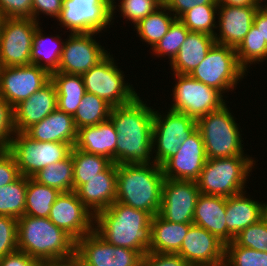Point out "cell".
<instances>
[{
  "mask_svg": "<svg viewBox=\"0 0 267 266\" xmlns=\"http://www.w3.org/2000/svg\"><path fill=\"white\" fill-rule=\"evenodd\" d=\"M140 95L112 107L109 119L117 132L116 164H151L154 111ZM152 158V159H151Z\"/></svg>",
  "mask_w": 267,
  "mask_h": 266,
  "instance_id": "obj_1",
  "label": "cell"
},
{
  "mask_svg": "<svg viewBox=\"0 0 267 266\" xmlns=\"http://www.w3.org/2000/svg\"><path fill=\"white\" fill-rule=\"evenodd\" d=\"M151 218L144 210L115 201L95 215L94 231L107 243L144 256L150 249Z\"/></svg>",
  "mask_w": 267,
  "mask_h": 266,
  "instance_id": "obj_2",
  "label": "cell"
},
{
  "mask_svg": "<svg viewBox=\"0 0 267 266\" xmlns=\"http://www.w3.org/2000/svg\"><path fill=\"white\" fill-rule=\"evenodd\" d=\"M116 201L148 212L159 213L164 175L158 164H117Z\"/></svg>",
  "mask_w": 267,
  "mask_h": 266,
  "instance_id": "obj_3",
  "label": "cell"
},
{
  "mask_svg": "<svg viewBox=\"0 0 267 266\" xmlns=\"http://www.w3.org/2000/svg\"><path fill=\"white\" fill-rule=\"evenodd\" d=\"M76 241L49 218L23 215L18 219L17 248L43 261L67 258L75 254Z\"/></svg>",
  "mask_w": 267,
  "mask_h": 266,
  "instance_id": "obj_4",
  "label": "cell"
},
{
  "mask_svg": "<svg viewBox=\"0 0 267 266\" xmlns=\"http://www.w3.org/2000/svg\"><path fill=\"white\" fill-rule=\"evenodd\" d=\"M255 163L251 156L207 159L196 180L198 189L201 194L226 198L245 192Z\"/></svg>",
  "mask_w": 267,
  "mask_h": 266,
  "instance_id": "obj_5",
  "label": "cell"
},
{
  "mask_svg": "<svg viewBox=\"0 0 267 266\" xmlns=\"http://www.w3.org/2000/svg\"><path fill=\"white\" fill-rule=\"evenodd\" d=\"M224 104L220 109L209 112L196 120L207 159L232 156H249L244 152L243 134L230 107Z\"/></svg>",
  "mask_w": 267,
  "mask_h": 266,
  "instance_id": "obj_6",
  "label": "cell"
},
{
  "mask_svg": "<svg viewBox=\"0 0 267 266\" xmlns=\"http://www.w3.org/2000/svg\"><path fill=\"white\" fill-rule=\"evenodd\" d=\"M245 74L237 60L235 48L215 43L190 76L224 96L223 93L233 92Z\"/></svg>",
  "mask_w": 267,
  "mask_h": 266,
  "instance_id": "obj_7",
  "label": "cell"
},
{
  "mask_svg": "<svg viewBox=\"0 0 267 266\" xmlns=\"http://www.w3.org/2000/svg\"><path fill=\"white\" fill-rule=\"evenodd\" d=\"M112 56L109 53L81 76L87 93L95 94L112 107H117L133 101L140 94L125 81L124 71L118 68Z\"/></svg>",
  "mask_w": 267,
  "mask_h": 266,
  "instance_id": "obj_8",
  "label": "cell"
},
{
  "mask_svg": "<svg viewBox=\"0 0 267 266\" xmlns=\"http://www.w3.org/2000/svg\"><path fill=\"white\" fill-rule=\"evenodd\" d=\"M71 149L68 143L33 140L25 132H16L9 146L20 175L29 178L46 166L67 158Z\"/></svg>",
  "mask_w": 267,
  "mask_h": 266,
  "instance_id": "obj_9",
  "label": "cell"
},
{
  "mask_svg": "<svg viewBox=\"0 0 267 266\" xmlns=\"http://www.w3.org/2000/svg\"><path fill=\"white\" fill-rule=\"evenodd\" d=\"M196 128L197 122L191 116L169 109L163 114L155 110L152 131L154 163L162 166L177 153L178 148Z\"/></svg>",
  "mask_w": 267,
  "mask_h": 266,
  "instance_id": "obj_10",
  "label": "cell"
},
{
  "mask_svg": "<svg viewBox=\"0 0 267 266\" xmlns=\"http://www.w3.org/2000/svg\"><path fill=\"white\" fill-rule=\"evenodd\" d=\"M175 85L173 103L169 110L193 117L195 120L220 109L227 101L218 90L192 78L190 75L173 73Z\"/></svg>",
  "mask_w": 267,
  "mask_h": 266,
  "instance_id": "obj_11",
  "label": "cell"
},
{
  "mask_svg": "<svg viewBox=\"0 0 267 266\" xmlns=\"http://www.w3.org/2000/svg\"><path fill=\"white\" fill-rule=\"evenodd\" d=\"M56 20L70 34L102 33L112 24V7L105 0H63Z\"/></svg>",
  "mask_w": 267,
  "mask_h": 266,
  "instance_id": "obj_12",
  "label": "cell"
},
{
  "mask_svg": "<svg viewBox=\"0 0 267 266\" xmlns=\"http://www.w3.org/2000/svg\"><path fill=\"white\" fill-rule=\"evenodd\" d=\"M38 24L32 18L0 19V67L31 64L33 35Z\"/></svg>",
  "mask_w": 267,
  "mask_h": 266,
  "instance_id": "obj_13",
  "label": "cell"
},
{
  "mask_svg": "<svg viewBox=\"0 0 267 266\" xmlns=\"http://www.w3.org/2000/svg\"><path fill=\"white\" fill-rule=\"evenodd\" d=\"M75 254L83 266H140L142 255L107 243L95 231L76 241Z\"/></svg>",
  "mask_w": 267,
  "mask_h": 266,
  "instance_id": "obj_14",
  "label": "cell"
},
{
  "mask_svg": "<svg viewBox=\"0 0 267 266\" xmlns=\"http://www.w3.org/2000/svg\"><path fill=\"white\" fill-rule=\"evenodd\" d=\"M98 34H69L63 45L57 72L82 75L102 61L110 52L95 40L94 37Z\"/></svg>",
  "mask_w": 267,
  "mask_h": 266,
  "instance_id": "obj_15",
  "label": "cell"
},
{
  "mask_svg": "<svg viewBox=\"0 0 267 266\" xmlns=\"http://www.w3.org/2000/svg\"><path fill=\"white\" fill-rule=\"evenodd\" d=\"M49 80L50 74L35 64L0 67V98L14 108Z\"/></svg>",
  "mask_w": 267,
  "mask_h": 266,
  "instance_id": "obj_16",
  "label": "cell"
},
{
  "mask_svg": "<svg viewBox=\"0 0 267 266\" xmlns=\"http://www.w3.org/2000/svg\"><path fill=\"white\" fill-rule=\"evenodd\" d=\"M200 194L196 181L165 178L158 215L170 222L193 224L194 211Z\"/></svg>",
  "mask_w": 267,
  "mask_h": 266,
  "instance_id": "obj_17",
  "label": "cell"
},
{
  "mask_svg": "<svg viewBox=\"0 0 267 266\" xmlns=\"http://www.w3.org/2000/svg\"><path fill=\"white\" fill-rule=\"evenodd\" d=\"M48 218L75 241L94 231L95 216L80 201L75 191L61 192Z\"/></svg>",
  "mask_w": 267,
  "mask_h": 266,
  "instance_id": "obj_18",
  "label": "cell"
},
{
  "mask_svg": "<svg viewBox=\"0 0 267 266\" xmlns=\"http://www.w3.org/2000/svg\"><path fill=\"white\" fill-rule=\"evenodd\" d=\"M207 161L200 131L196 128L175 155L163 165V175L172 180L196 181Z\"/></svg>",
  "mask_w": 267,
  "mask_h": 266,
  "instance_id": "obj_19",
  "label": "cell"
},
{
  "mask_svg": "<svg viewBox=\"0 0 267 266\" xmlns=\"http://www.w3.org/2000/svg\"><path fill=\"white\" fill-rule=\"evenodd\" d=\"M177 254L191 266H224L225 244L206 229L193 224Z\"/></svg>",
  "mask_w": 267,
  "mask_h": 266,
  "instance_id": "obj_20",
  "label": "cell"
},
{
  "mask_svg": "<svg viewBox=\"0 0 267 266\" xmlns=\"http://www.w3.org/2000/svg\"><path fill=\"white\" fill-rule=\"evenodd\" d=\"M259 7L218 5V30L214 35L215 42L236 48L253 25Z\"/></svg>",
  "mask_w": 267,
  "mask_h": 266,
  "instance_id": "obj_21",
  "label": "cell"
},
{
  "mask_svg": "<svg viewBox=\"0 0 267 266\" xmlns=\"http://www.w3.org/2000/svg\"><path fill=\"white\" fill-rule=\"evenodd\" d=\"M117 164L111 163L103 172L82 184L75 192L95 216L110 207L117 196Z\"/></svg>",
  "mask_w": 267,
  "mask_h": 266,
  "instance_id": "obj_22",
  "label": "cell"
},
{
  "mask_svg": "<svg viewBox=\"0 0 267 266\" xmlns=\"http://www.w3.org/2000/svg\"><path fill=\"white\" fill-rule=\"evenodd\" d=\"M57 109V93L49 80L42 88L14 107L16 132H25Z\"/></svg>",
  "mask_w": 267,
  "mask_h": 266,
  "instance_id": "obj_23",
  "label": "cell"
},
{
  "mask_svg": "<svg viewBox=\"0 0 267 266\" xmlns=\"http://www.w3.org/2000/svg\"><path fill=\"white\" fill-rule=\"evenodd\" d=\"M226 197L200 194L193 216V224L206 229L225 245L234 241L227 230Z\"/></svg>",
  "mask_w": 267,
  "mask_h": 266,
  "instance_id": "obj_24",
  "label": "cell"
},
{
  "mask_svg": "<svg viewBox=\"0 0 267 266\" xmlns=\"http://www.w3.org/2000/svg\"><path fill=\"white\" fill-rule=\"evenodd\" d=\"M77 132L73 116L58 109L25 131L33 140L40 142H63L68 143L71 147L76 144Z\"/></svg>",
  "mask_w": 267,
  "mask_h": 266,
  "instance_id": "obj_25",
  "label": "cell"
},
{
  "mask_svg": "<svg viewBox=\"0 0 267 266\" xmlns=\"http://www.w3.org/2000/svg\"><path fill=\"white\" fill-rule=\"evenodd\" d=\"M117 132L110 119L78 129L75 147L86 153L104 156L116 163Z\"/></svg>",
  "mask_w": 267,
  "mask_h": 266,
  "instance_id": "obj_26",
  "label": "cell"
},
{
  "mask_svg": "<svg viewBox=\"0 0 267 266\" xmlns=\"http://www.w3.org/2000/svg\"><path fill=\"white\" fill-rule=\"evenodd\" d=\"M215 43L214 36L190 31L177 56L169 63L171 70L173 73L190 75Z\"/></svg>",
  "mask_w": 267,
  "mask_h": 266,
  "instance_id": "obj_27",
  "label": "cell"
},
{
  "mask_svg": "<svg viewBox=\"0 0 267 266\" xmlns=\"http://www.w3.org/2000/svg\"><path fill=\"white\" fill-rule=\"evenodd\" d=\"M246 191L226 198L227 230L236 237L242 230L262 219V202L253 200Z\"/></svg>",
  "mask_w": 267,
  "mask_h": 266,
  "instance_id": "obj_28",
  "label": "cell"
},
{
  "mask_svg": "<svg viewBox=\"0 0 267 266\" xmlns=\"http://www.w3.org/2000/svg\"><path fill=\"white\" fill-rule=\"evenodd\" d=\"M192 225L170 222L156 214L151 218V243L148 251L177 253Z\"/></svg>",
  "mask_w": 267,
  "mask_h": 266,
  "instance_id": "obj_29",
  "label": "cell"
},
{
  "mask_svg": "<svg viewBox=\"0 0 267 266\" xmlns=\"http://www.w3.org/2000/svg\"><path fill=\"white\" fill-rule=\"evenodd\" d=\"M40 25L42 24H38L33 35L31 64L38 65L51 74L58 71L65 39L62 40L60 35H44Z\"/></svg>",
  "mask_w": 267,
  "mask_h": 266,
  "instance_id": "obj_30",
  "label": "cell"
},
{
  "mask_svg": "<svg viewBox=\"0 0 267 266\" xmlns=\"http://www.w3.org/2000/svg\"><path fill=\"white\" fill-rule=\"evenodd\" d=\"M57 93V109L74 116L86 93L81 75L53 72L50 74Z\"/></svg>",
  "mask_w": 267,
  "mask_h": 266,
  "instance_id": "obj_31",
  "label": "cell"
},
{
  "mask_svg": "<svg viewBox=\"0 0 267 266\" xmlns=\"http://www.w3.org/2000/svg\"><path fill=\"white\" fill-rule=\"evenodd\" d=\"M60 193L58 189L40 184L28 177L24 215L48 218L51 207Z\"/></svg>",
  "mask_w": 267,
  "mask_h": 266,
  "instance_id": "obj_32",
  "label": "cell"
},
{
  "mask_svg": "<svg viewBox=\"0 0 267 266\" xmlns=\"http://www.w3.org/2000/svg\"><path fill=\"white\" fill-rule=\"evenodd\" d=\"M175 19L176 17L163 4L134 27L141 41L146 42L152 49L165 36Z\"/></svg>",
  "mask_w": 267,
  "mask_h": 266,
  "instance_id": "obj_33",
  "label": "cell"
},
{
  "mask_svg": "<svg viewBox=\"0 0 267 266\" xmlns=\"http://www.w3.org/2000/svg\"><path fill=\"white\" fill-rule=\"evenodd\" d=\"M38 183L58 189L60 192L74 191V167L72 156L50 164L33 177Z\"/></svg>",
  "mask_w": 267,
  "mask_h": 266,
  "instance_id": "obj_34",
  "label": "cell"
},
{
  "mask_svg": "<svg viewBox=\"0 0 267 266\" xmlns=\"http://www.w3.org/2000/svg\"><path fill=\"white\" fill-rule=\"evenodd\" d=\"M70 155L74 167V191L103 172L112 163L104 156L86 153L75 146L72 147Z\"/></svg>",
  "mask_w": 267,
  "mask_h": 266,
  "instance_id": "obj_35",
  "label": "cell"
},
{
  "mask_svg": "<svg viewBox=\"0 0 267 266\" xmlns=\"http://www.w3.org/2000/svg\"><path fill=\"white\" fill-rule=\"evenodd\" d=\"M112 106L95 94L85 93L73 116L76 129L93 126L110 117Z\"/></svg>",
  "mask_w": 267,
  "mask_h": 266,
  "instance_id": "obj_36",
  "label": "cell"
},
{
  "mask_svg": "<svg viewBox=\"0 0 267 266\" xmlns=\"http://www.w3.org/2000/svg\"><path fill=\"white\" fill-rule=\"evenodd\" d=\"M28 177L20 175L15 181L0 187V215L17 220L24 215Z\"/></svg>",
  "mask_w": 267,
  "mask_h": 266,
  "instance_id": "obj_37",
  "label": "cell"
},
{
  "mask_svg": "<svg viewBox=\"0 0 267 266\" xmlns=\"http://www.w3.org/2000/svg\"><path fill=\"white\" fill-rule=\"evenodd\" d=\"M240 66L248 73L251 64L267 60V43L254 25L250 27L241 43L235 48Z\"/></svg>",
  "mask_w": 267,
  "mask_h": 266,
  "instance_id": "obj_38",
  "label": "cell"
},
{
  "mask_svg": "<svg viewBox=\"0 0 267 266\" xmlns=\"http://www.w3.org/2000/svg\"><path fill=\"white\" fill-rule=\"evenodd\" d=\"M218 5H199L187 10L178 19L191 32H201L211 36L217 29Z\"/></svg>",
  "mask_w": 267,
  "mask_h": 266,
  "instance_id": "obj_39",
  "label": "cell"
},
{
  "mask_svg": "<svg viewBox=\"0 0 267 266\" xmlns=\"http://www.w3.org/2000/svg\"><path fill=\"white\" fill-rule=\"evenodd\" d=\"M189 32V29L176 18L165 36L152 48V54L158 58L167 56L171 63L177 56L180 46L186 40Z\"/></svg>",
  "mask_w": 267,
  "mask_h": 266,
  "instance_id": "obj_40",
  "label": "cell"
},
{
  "mask_svg": "<svg viewBox=\"0 0 267 266\" xmlns=\"http://www.w3.org/2000/svg\"><path fill=\"white\" fill-rule=\"evenodd\" d=\"M224 266H267V252L238 246L232 241L225 245Z\"/></svg>",
  "mask_w": 267,
  "mask_h": 266,
  "instance_id": "obj_41",
  "label": "cell"
},
{
  "mask_svg": "<svg viewBox=\"0 0 267 266\" xmlns=\"http://www.w3.org/2000/svg\"><path fill=\"white\" fill-rule=\"evenodd\" d=\"M120 1L112 7V23H114L116 9L121 12L123 19H128L136 25L139 21L144 19L147 15L155 12L163 4L159 0H118ZM119 7V10L117 8Z\"/></svg>",
  "mask_w": 267,
  "mask_h": 266,
  "instance_id": "obj_42",
  "label": "cell"
},
{
  "mask_svg": "<svg viewBox=\"0 0 267 266\" xmlns=\"http://www.w3.org/2000/svg\"><path fill=\"white\" fill-rule=\"evenodd\" d=\"M238 246L267 252V222L260 219L242 230L235 238Z\"/></svg>",
  "mask_w": 267,
  "mask_h": 266,
  "instance_id": "obj_43",
  "label": "cell"
},
{
  "mask_svg": "<svg viewBox=\"0 0 267 266\" xmlns=\"http://www.w3.org/2000/svg\"><path fill=\"white\" fill-rule=\"evenodd\" d=\"M18 220L0 215V258L18 250Z\"/></svg>",
  "mask_w": 267,
  "mask_h": 266,
  "instance_id": "obj_44",
  "label": "cell"
},
{
  "mask_svg": "<svg viewBox=\"0 0 267 266\" xmlns=\"http://www.w3.org/2000/svg\"><path fill=\"white\" fill-rule=\"evenodd\" d=\"M15 133L14 108L0 98V151L9 150L11 139Z\"/></svg>",
  "mask_w": 267,
  "mask_h": 266,
  "instance_id": "obj_45",
  "label": "cell"
},
{
  "mask_svg": "<svg viewBox=\"0 0 267 266\" xmlns=\"http://www.w3.org/2000/svg\"><path fill=\"white\" fill-rule=\"evenodd\" d=\"M33 0H0L1 18H32Z\"/></svg>",
  "mask_w": 267,
  "mask_h": 266,
  "instance_id": "obj_46",
  "label": "cell"
},
{
  "mask_svg": "<svg viewBox=\"0 0 267 266\" xmlns=\"http://www.w3.org/2000/svg\"><path fill=\"white\" fill-rule=\"evenodd\" d=\"M140 266H191L177 253H156L148 251L141 259Z\"/></svg>",
  "mask_w": 267,
  "mask_h": 266,
  "instance_id": "obj_47",
  "label": "cell"
},
{
  "mask_svg": "<svg viewBox=\"0 0 267 266\" xmlns=\"http://www.w3.org/2000/svg\"><path fill=\"white\" fill-rule=\"evenodd\" d=\"M20 176L16 160L9 150L0 151V187L15 181Z\"/></svg>",
  "mask_w": 267,
  "mask_h": 266,
  "instance_id": "obj_48",
  "label": "cell"
},
{
  "mask_svg": "<svg viewBox=\"0 0 267 266\" xmlns=\"http://www.w3.org/2000/svg\"><path fill=\"white\" fill-rule=\"evenodd\" d=\"M63 5V0H33L32 1V19L39 22L40 14L50 16V18L57 19L60 15Z\"/></svg>",
  "mask_w": 267,
  "mask_h": 266,
  "instance_id": "obj_49",
  "label": "cell"
},
{
  "mask_svg": "<svg viewBox=\"0 0 267 266\" xmlns=\"http://www.w3.org/2000/svg\"><path fill=\"white\" fill-rule=\"evenodd\" d=\"M168 10L179 18L187 10L199 5H218L216 0H167L164 4Z\"/></svg>",
  "mask_w": 267,
  "mask_h": 266,
  "instance_id": "obj_50",
  "label": "cell"
},
{
  "mask_svg": "<svg viewBox=\"0 0 267 266\" xmlns=\"http://www.w3.org/2000/svg\"><path fill=\"white\" fill-rule=\"evenodd\" d=\"M253 25L267 43V3L258 8L253 19Z\"/></svg>",
  "mask_w": 267,
  "mask_h": 266,
  "instance_id": "obj_51",
  "label": "cell"
},
{
  "mask_svg": "<svg viewBox=\"0 0 267 266\" xmlns=\"http://www.w3.org/2000/svg\"><path fill=\"white\" fill-rule=\"evenodd\" d=\"M45 266H83L80 258L74 254L67 258L45 261Z\"/></svg>",
  "mask_w": 267,
  "mask_h": 266,
  "instance_id": "obj_52",
  "label": "cell"
},
{
  "mask_svg": "<svg viewBox=\"0 0 267 266\" xmlns=\"http://www.w3.org/2000/svg\"><path fill=\"white\" fill-rule=\"evenodd\" d=\"M218 5L229 6H262L264 0H216Z\"/></svg>",
  "mask_w": 267,
  "mask_h": 266,
  "instance_id": "obj_53",
  "label": "cell"
},
{
  "mask_svg": "<svg viewBox=\"0 0 267 266\" xmlns=\"http://www.w3.org/2000/svg\"><path fill=\"white\" fill-rule=\"evenodd\" d=\"M0 266H20V251L17 250L0 258Z\"/></svg>",
  "mask_w": 267,
  "mask_h": 266,
  "instance_id": "obj_54",
  "label": "cell"
},
{
  "mask_svg": "<svg viewBox=\"0 0 267 266\" xmlns=\"http://www.w3.org/2000/svg\"><path fill=\"white\" fill-rule=\"evenodd\" d=\"M20 266H45V261L34 259L20 251Z\"/></svg>",
  "mask_w": 267,
  "mask_h": 266,
  "instance_id": "obj_55",
  "label": "cell"
},
{
  "mask_svg": "<svg viewBox=\"0 0 267 266\" xmlns=\"http://www.w3.org/2000/svg\"><path fill=\"white\" fill-rule=\"evenodd\" d=\"M262 219L267 222V203H262Z\"/></svg>",
  "mask_w": 267,
  "mask_h": 266,
  "instance_id": "obj_56",
  "label": "cell"
},
{
  "mask_svg": "<svg viewBox=\"0 0 267 266\" xmlns=\"http://www.w3.org/2000/svg\"><path fill=\"white\" fill-rule=\"evenodd\" d=\"M111 7L116 4V0H105Z\"/></svg>",
  "mask_w": 267,
  "mask_h": 266,
  "instance_id": "obj_57",
  "label": "cell"
},
{
  "mask_svg": "<svg viewBox=\"0 0 267 266\" xmlns=\"http://www.w3.org/2000/svg\"><path fill=\"white\" fill-rule=\"evenodd\" d=\"M162 4H165L167 0H159Z\"/></svg>",
  "mask_w": 267,
  "mask_h": 266,
  "instance_id": "obj_58",
  "label": "cell"
}]
</instances>
